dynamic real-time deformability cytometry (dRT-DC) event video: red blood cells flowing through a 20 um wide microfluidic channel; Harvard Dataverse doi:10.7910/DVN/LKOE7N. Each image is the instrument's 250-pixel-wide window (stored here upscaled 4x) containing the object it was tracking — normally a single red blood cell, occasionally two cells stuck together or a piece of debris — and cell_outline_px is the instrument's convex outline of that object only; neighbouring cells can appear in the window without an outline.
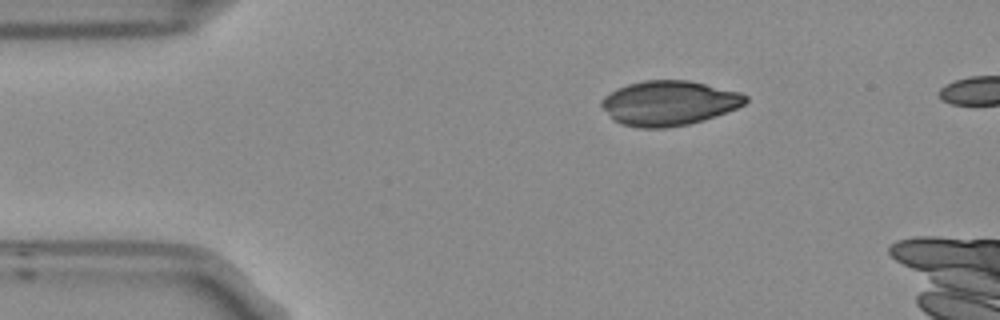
{"species": "Egyptian fruit bat (a non-hibernating species)", "species_latin": "Rousettus aegyptiacus", "temperature_condition": "room temperature", "stored_images_in_passage": 5, "camera_frame_rate_fps": 3000, "um_per_image_px": 0.085, "frame": {"image": 1, "passage_image": 1, "time_ms": 0.0, "image_size_px": [1000, 320], "cell_outline_px": [[748, 100], [744, 104], [736, 108], [716, 116], [704, 120], [688, 124], [664, 128], [636, 128], [620, 124], [612, 120], [600, 104], [600, 100], [604, 96], [616, 88], [628, 84], [644, 80], [688, 80], [740, 92], [748, 96]], "centroid_in_image_um": [56.82, 8.77], "position_along_channel_um": 28.2, "area_um2": 37.74}}